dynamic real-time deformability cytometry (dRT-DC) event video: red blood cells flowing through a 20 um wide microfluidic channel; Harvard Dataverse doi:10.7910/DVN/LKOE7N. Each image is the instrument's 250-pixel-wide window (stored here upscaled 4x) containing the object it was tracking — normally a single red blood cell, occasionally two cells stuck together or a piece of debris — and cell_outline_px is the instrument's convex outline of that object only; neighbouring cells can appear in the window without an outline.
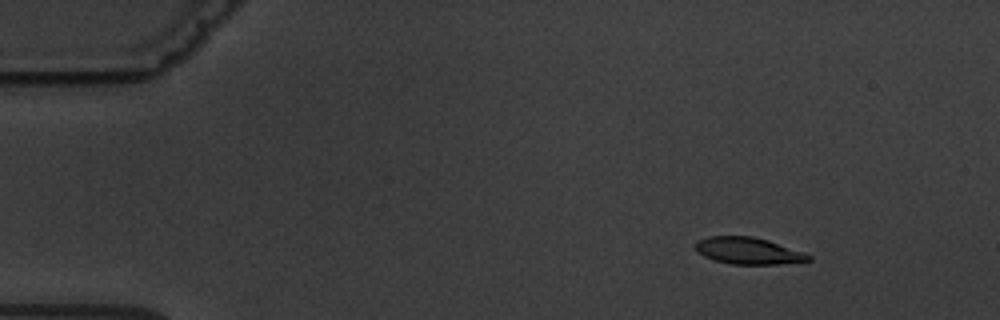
{"species": "common noctule bat (a hibernating species)", "species_latin": "Nyctalus noctula", "temperature_condition": "warm", "stored_images_in_passage": 4, "camera_frame_rate_fps": 3000, "um_per_image_px": 0.085, "animal": {"sex": "male", "body_mass_g": 19.5, "forearm_length_mm": 54.6}, "frame": {"image": 1, "passage_image": 1, "time_ms": 0.0, "image_size_px": [1000, 320], "cell_outline_px": [[812, 260], [776, 264], [732, 264], [716, 260], [704, 256], [692, 244], [696, 240], [708, 236], [752, 236], [768, 240], [804, 252], [812, 256]], "centroid_in_image_um": [63.59, 21.3], "position_along_channel_um": 21.4, "area_um2": 17.57}}
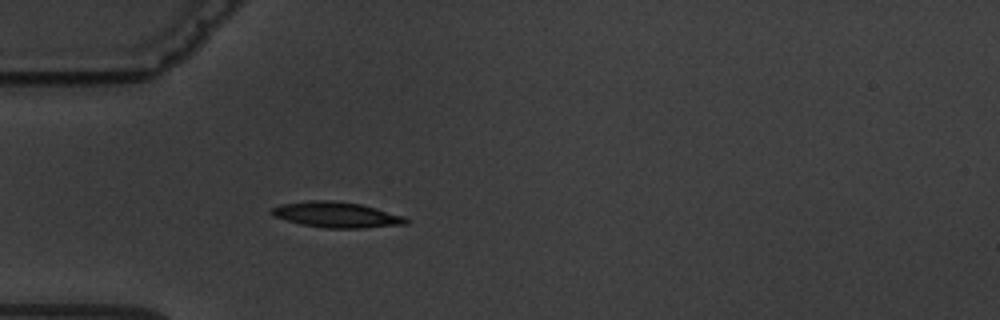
{"frame": {"image": 2, "passage_image": 4, "time_ms": 3.333, "image_size_px": [1000, 320], "cell_outline_px": [[412, 220], [408, 224], [364, 228], [328, 228], [300, 224], [276, 216], [268, 212], [272, 208], [280, 204], [308, 200], [332, 200], [360, 204], [376, 208], [404, 216]], "centroid_in_image_um": [28.64, 18.25], "position_along_channel_um": 56.4, "area_um2": 20.11}}